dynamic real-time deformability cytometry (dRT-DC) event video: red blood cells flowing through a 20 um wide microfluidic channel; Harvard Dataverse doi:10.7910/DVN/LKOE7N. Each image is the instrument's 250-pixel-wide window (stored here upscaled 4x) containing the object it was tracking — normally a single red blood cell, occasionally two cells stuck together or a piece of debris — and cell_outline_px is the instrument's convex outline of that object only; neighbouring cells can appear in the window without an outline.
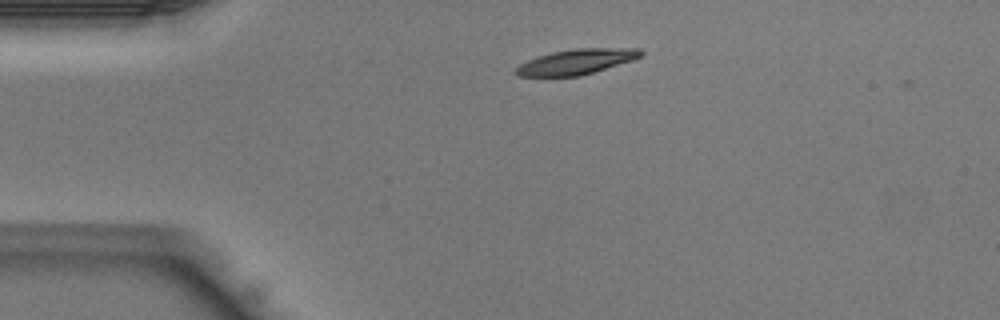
{"species": "Egyptian fruit bat (a non-hibernating species)", "species_latin": "Rousettus aegyptiacus", "temperature_condition": "warm", "stored_images_in_passage": 2, "camera_frame_rate_fps": 3000, "um_per_image_px": 0.085, "animal": {"sex": "male"}, "frame": {"image": 1, "passage_image": 1, "time_ms": 0.0, "image_size_px": [1000, 320], "cell_outline_px": [[644, 56], [632, 60], [580, 76], [516, 76], [512, 72], [520, 64], [536, 56], [552, 52], [576, 48], [640, 48], [644, 52]], "centroid_in_image_um": [48.99, 5.24], "position_along_channel_um": 36.0, "area_um2": 18.44}}